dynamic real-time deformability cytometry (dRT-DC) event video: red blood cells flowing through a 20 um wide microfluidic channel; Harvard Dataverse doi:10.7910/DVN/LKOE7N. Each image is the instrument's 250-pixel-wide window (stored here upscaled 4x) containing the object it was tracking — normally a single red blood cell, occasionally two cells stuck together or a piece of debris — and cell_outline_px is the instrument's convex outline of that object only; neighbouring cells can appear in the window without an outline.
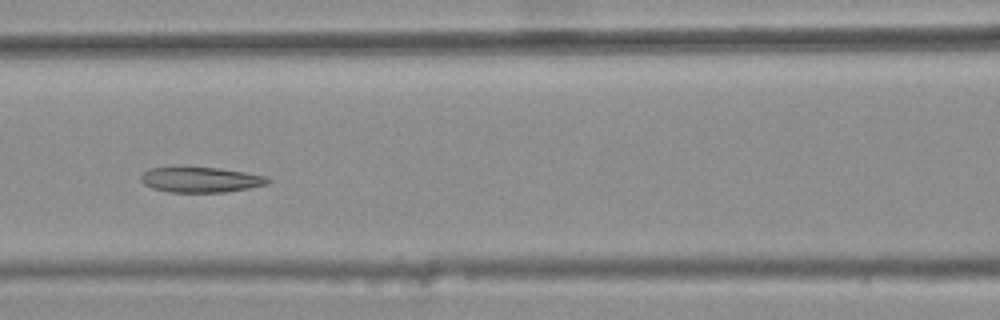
{"species": "common noctule bat (a hibernating species)", "species_latin": "Nyctalus noctula", "temperature_condition": "warm", "stored_images_in_passage": 8, "camera_frame_rate_fps": 3000, "um_per_image_px": 0.085, "animal": {"sex": "female", "body_mass_g": 25.1}, "frame": {"image": 1, "passage_image": 5, "time_ms": 1.333, "image_size_px": [1000, 320], "cell_outline_px": [[272, 180], [268, 184], [248, 188], [224, 192], [168, 192], [152, 188], [144, 184], [140, 180], [140, 176], [148, 168], [216, 168], [244, 172], [268, 176]], "centroid_in_image_um": [17.07, 15.29], "position_along_channel_um": 149.5, "area_um2": 18.55}}
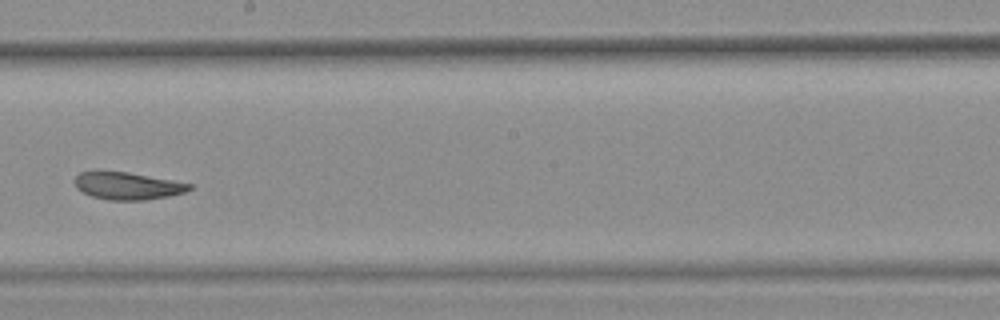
{"frame": {"image": 2, "passage_image": 7, "time_ms": 2.0, "image_size_px": [1000, 320], "cell_outline_px": [[192, 188], [184, 192], [168, 196], [144, 200], [108, 200], [92, 196], [76, 188], [76, 176], [80, 172], [128, 172], [192, 184]], "centroid_in_image_um": [10.85, 15.81], "position_along_channel_um": 237.3, "area_um2": 17.86}}
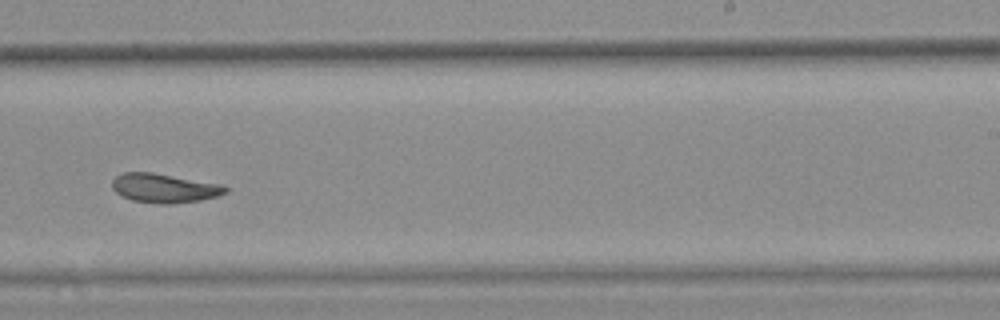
{"frame": {"image": 3, "passage_image": 8, "time_ms": 2.333, "image_size_px": [1000, 320], "cell_outline_px": [[228, 192], [216, 196], [200, 200], [172, 204], [160, 204], [132, 200], [120, 196], [112, 188], [112, 180], [120, 172], [152, 172], [224, 184], [228, 188]], "centroid_in_image_um": [13.96, 15.98], "position_along_channel_um": 275.0, "area_um2": 19.48}}